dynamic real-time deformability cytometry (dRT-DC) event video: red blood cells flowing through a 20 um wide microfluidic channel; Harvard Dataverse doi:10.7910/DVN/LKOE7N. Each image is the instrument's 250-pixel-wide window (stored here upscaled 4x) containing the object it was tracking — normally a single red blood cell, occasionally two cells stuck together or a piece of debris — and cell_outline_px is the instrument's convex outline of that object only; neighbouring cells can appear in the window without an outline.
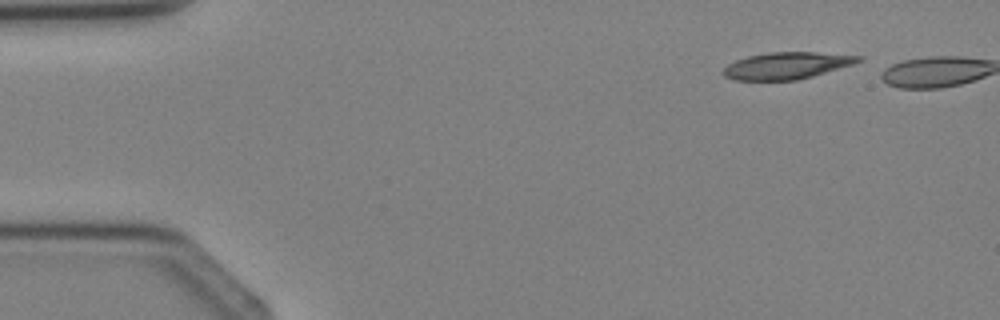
{"species": "Egyptian fruit bat (a non-hibernating species)", "species_latin": "Rousettus aegyptiacus", "temperature_condition": "cold", "stored_images_in_passage": 2, "camera_frame_rate_fps": 3000, "um_per_image_px": 0.085, "animal": {"sex": "female"}, "frame": {"image": 1, "passage_image": 1, "time_ms": 0.0, "image_size_px": [1000, 320], "cell_outline_px": [[864, 60], [852, 64], [812, 76], [796, 80], [732, 80], [724, 76], [720, 72], [728, 64], [736, 60], [748, 56], [768, 52], [816, 52], [864, 56]], "centroid_in_image_um": [66.85, 5.57], "position_along_channel_um": 18.2, "area_um2": 21.15}}